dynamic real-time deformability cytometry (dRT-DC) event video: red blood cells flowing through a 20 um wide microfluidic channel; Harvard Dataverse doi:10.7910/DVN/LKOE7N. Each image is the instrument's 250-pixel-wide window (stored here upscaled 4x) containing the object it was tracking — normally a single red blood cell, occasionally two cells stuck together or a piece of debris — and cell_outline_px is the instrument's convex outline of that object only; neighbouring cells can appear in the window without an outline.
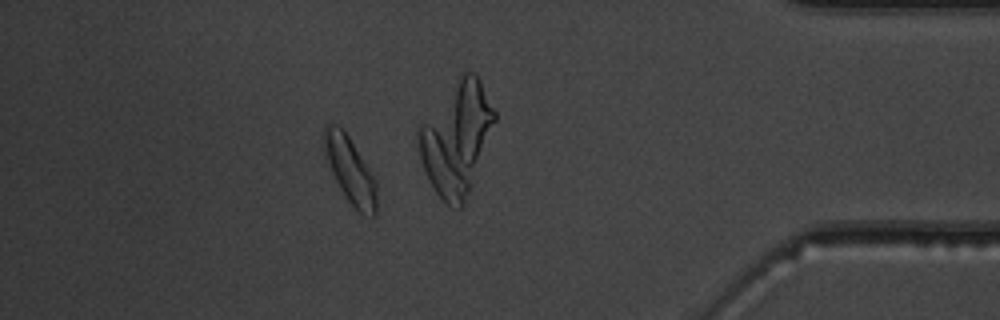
{"species": "common noctule bat (a hibernating species)", "species_latin": "Nyctalus noctula", "temperature_condition": "warm", "stored_images_in_passage": 46, "camera_frame_rate_fps": 3000, "um_per_image_px": 0.085, "animal": {"sex": "male", "body_mass_g": 19.5, "forearm_length_mm": 54.6}, "frame": {"image": 1, "passage_image": 40, "time_ms": 13.0, "image_size_px": [1000, 320], "cell_outline_px": [[376, 216], [372, 220], [360, 212], [344, 196], [324, 156], [324, 128], [328, 124], [336, 124], [344, 128], [376, 180]], "centroid_in_image_um": [29.77, 14.47], "position_along_channel_um": 405.4, "area_um2": 20.35}, "authors_computed_cell_mechanics": {"area_um2": 17.8891, "velocity_mm_per_s": 3.8647, "shape_relaxation_time_tau1_ms": null, "shape_relaxation_time_tau2_ms": 2.736, "deformation_change_tau1": null, "deformation_change_tau2": 0.048}}